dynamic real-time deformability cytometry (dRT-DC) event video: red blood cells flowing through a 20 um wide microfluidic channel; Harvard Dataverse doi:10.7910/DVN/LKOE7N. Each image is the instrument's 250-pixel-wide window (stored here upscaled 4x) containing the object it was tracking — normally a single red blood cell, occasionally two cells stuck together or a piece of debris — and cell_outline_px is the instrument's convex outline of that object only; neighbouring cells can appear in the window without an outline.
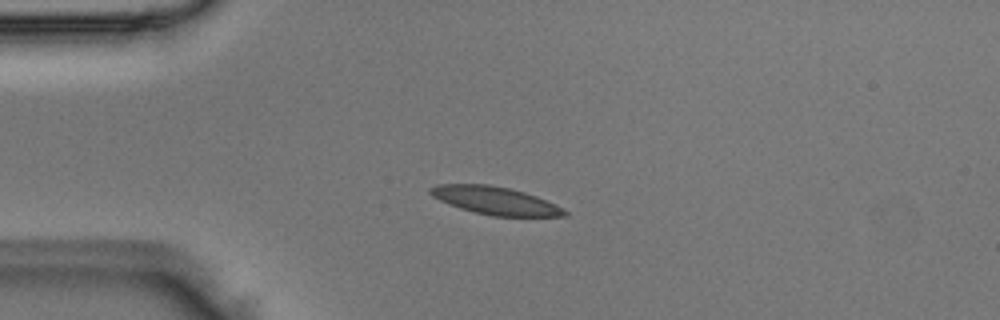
{"species": "Egyptian fruit bat (a non-hibernating species)", "species_latin": "Rousettus aegyptiacus", "temperature_condition": "room temperature", "stored_images_in_passage": 5, "camera_frame_rate_fps": 3000, "um_per_image_px": 0.085, "animal": {"sex": "male"}, "frame": {"image": 1, "passage_image": 4, "time_ms": 1.0, "image_size_px": [1000, 320], "cell_outline_px": [[568, 216], [492, 216], [472, 212], [448, 204], [432, 196], [428, 192], [428, 188], [436, 184], [488, 184], [508, 188], [524, 192], [536, 196], [564, 208], [568, 212]], "centroid_in_image_um": [42.07, 17.05], "position_along_channel_um": 42.9, "area_um2": 21.85}}
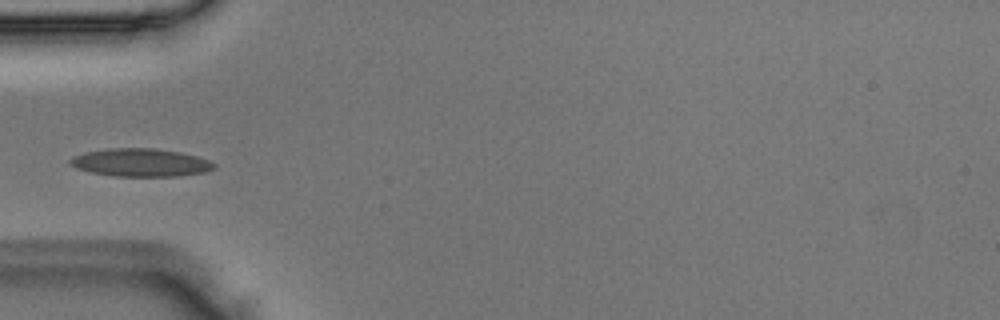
{"frame": {"image": 2, "passage_image": 5, "time_ms": 1.333, "image_size_px": [1000, 320], "cell_outline_px": [[216, 168], [208, 172], [180, 176], [116, 176], [92, 172], [76, 168], [68, 164], [68, 160], [72, 156], [84, 152], [108, 148], [156, 148], [180, 152], [196, 156], [208, 160], [216, 164]], "centroid_in_image_um": [11.96, 13.81], "position_along_channel_um": 73.0, "area_um2": 23.7}}